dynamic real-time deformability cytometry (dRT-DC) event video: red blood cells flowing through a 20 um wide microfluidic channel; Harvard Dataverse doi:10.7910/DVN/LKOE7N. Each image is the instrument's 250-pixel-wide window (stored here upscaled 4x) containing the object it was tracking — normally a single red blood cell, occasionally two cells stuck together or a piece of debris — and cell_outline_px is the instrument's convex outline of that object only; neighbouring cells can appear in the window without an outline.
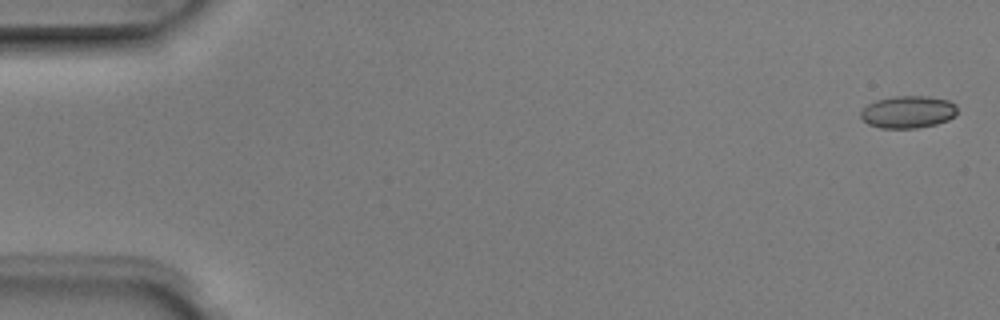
{"species": "Egyptian fruit bat (a non-hibernating species)", "species_latin": "Rousettus aegyptiacus", "temperature_condition": "room temperature", "stored_images_in_passage": 5, "camera_frame_rate_fps": 3000, "um_per_image_px": 0.085, "animal": {"sex": "male"}, "frame": {"image": 1, "passage_image": 1, "time_ms": 0.0, "image_size_px": [1000, 320], "cell_outline_px": [[956, 116], [948, 120], [936, 124], [916, 128], [880, 128], [868, 124], [860, 116], [860, 112], [868, 104], [876, 100], [896, 96], [928, 96], [948, 100], [956, 104]], "centroid_in_image_um": [77.19, 9.52], "position_along_channel_um": 7.8, "area_um2": 18.21}}
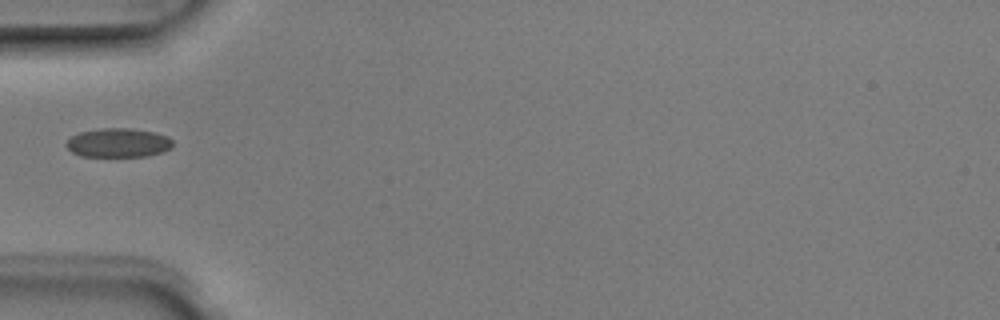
{"frame": {"image": 2, "passage_image": 5, "time_ms": 1.333, "image_size_px": [1000, 320], "cell_outline_px": [[172, 148], [148, 156], [80, 156], [72, 152], [64, 144], [72, 136], [80, 132], [100, 128], [128, 128], [156, 132], [168, 136], [172, 140]], "centroid_in_image_um": [10.06, 12.13], "position_along_channel_um": 74.9, "area_um2": 18.03}}